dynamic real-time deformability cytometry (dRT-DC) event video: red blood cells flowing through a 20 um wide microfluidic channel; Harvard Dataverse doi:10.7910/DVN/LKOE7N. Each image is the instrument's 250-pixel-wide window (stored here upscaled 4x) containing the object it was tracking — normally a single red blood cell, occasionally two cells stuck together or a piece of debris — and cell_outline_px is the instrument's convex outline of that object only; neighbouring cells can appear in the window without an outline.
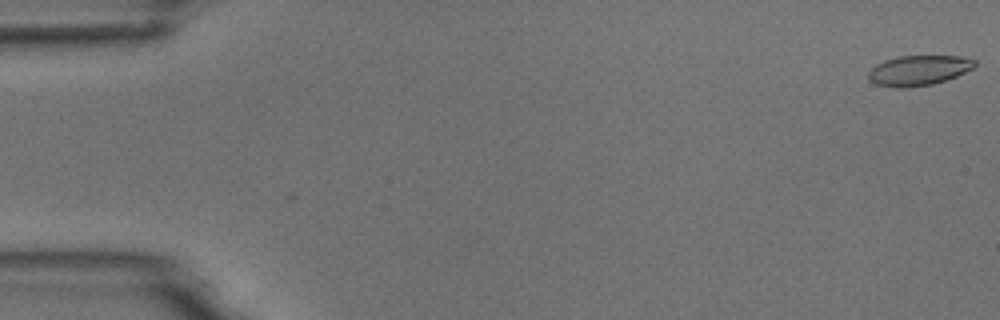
{"species": "common noctule bat (a hibernating species)", "species_latin": "Nyctalus noctula", "temperature_condition": "room temperature", "stored_images_in_passage": 13, "camera_frame_rate_fps": 3000, "um_per_image_px": 0.085, "animal": {"sex": "male", "body_mass_g": 18.8}, "frame": {"image": 1, "passage_image": 1, "time_ms": 0.0, "image_size_px": [1000, 320], "cell_outline_px": [[976, 68], [956, 76], [932, 84], [904, 88], [896, 88], [876, 84], [868, 76], [868, 72], [876, 64], [884, 60], [900, 56], [960, 56], [976, 60]], "centroid_in_image_um": [78.11, 5.97], "position_along_channel_um": 6.9, "area_um2": 18.61}}